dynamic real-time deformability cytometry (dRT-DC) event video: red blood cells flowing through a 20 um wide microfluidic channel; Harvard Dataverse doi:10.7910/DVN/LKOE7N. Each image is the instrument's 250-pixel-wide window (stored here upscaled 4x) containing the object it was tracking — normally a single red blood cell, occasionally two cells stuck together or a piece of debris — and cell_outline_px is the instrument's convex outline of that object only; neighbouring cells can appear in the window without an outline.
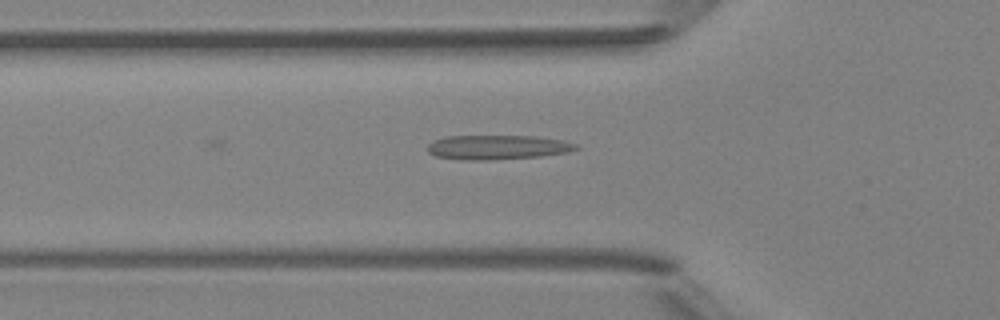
{"species": "Egyptian fruit bat (a non-hibernating species)", "species_latin": "Rousettus aegyptiacus", "temperature_condition": "room temperature", "stored_images_in_passage": 7, "camera_frame_rate_fps": 3000, "um_per_image_px": 0.085, "animal": {"sex": "female"}, "frame": {"image": 1, "passage_image": 3, "time_ms": 0.667, "image_size_px": [1000, 320], "cell_outline_px": [[580, 148], [568, 152], [540, 156], [492, 160], [464, 160], [436, 156], [428, 152], [428, 144], [432, 140], [444, 136], [536, 136], [560, 140], [576, 144]], "centroid_in_image_um": [42.25, 12.51], "position_along_channel_um": 83.6, "area_um2": 21.15}}
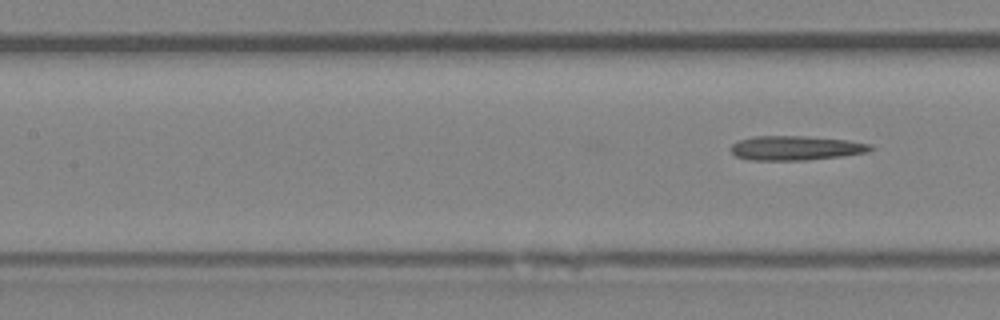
{"frame": {"image": 2, "passage_image": 7, "time_ms": 2.0, "image_size_px": [1000, 320], "cell_outline_px": [[872, 148], [868, 152], [844, 156], [808, 160], [752, 160], [736, 156], [732, 152], [732, 144], [736, 140], [756, 136], [808, 136], [848, 140], [872, 144]], "centroid_in_image_um": [67.66, 12.58], "position_along_channel_um": 139.7, "area_um2": 19.94}}